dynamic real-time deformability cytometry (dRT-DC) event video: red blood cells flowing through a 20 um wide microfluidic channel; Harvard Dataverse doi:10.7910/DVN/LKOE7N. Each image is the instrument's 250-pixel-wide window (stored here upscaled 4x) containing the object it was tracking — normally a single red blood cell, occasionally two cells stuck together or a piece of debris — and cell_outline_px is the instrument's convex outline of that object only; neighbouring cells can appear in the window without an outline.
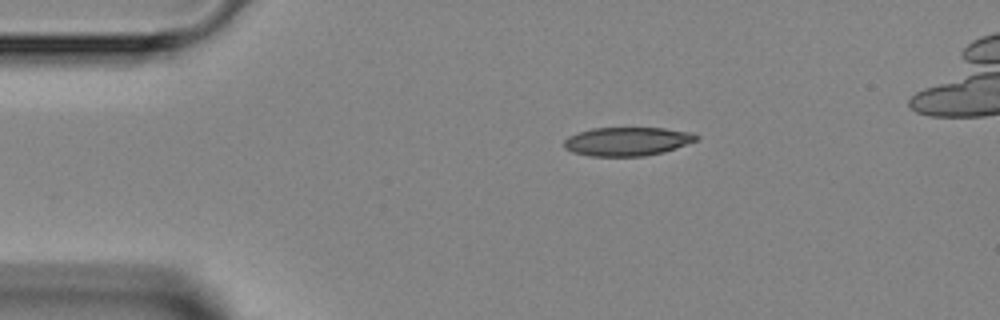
{"species": "Egyptian fruit bat (a non-hibernating species)", "species_latin": "Rousettus aegyptiacus", "temperature_condition": "room temperature", "stored_images_in_passage": 3, "camera_frame_rate_fps": 3000, "um_per_image_px": 0.085, "animal": {"sex": "female"}, "frame": {"image": 1, "passage_image": 1, "time_ms": 0.0, "image_size_px": [1000, 320], "cell_outline_px": [[700, 140], [664, 152], [644, 156], [588, 156], [572, 152], [564, 148], [564, 140], [568, 136], [576, 132], [592, 128], [664, 128], [692, 132], [700, 136]], "centroid_in_image_um": [53.33, 12.02], "position_along_channel_um": 31.7, "area_um2": 22.43}}